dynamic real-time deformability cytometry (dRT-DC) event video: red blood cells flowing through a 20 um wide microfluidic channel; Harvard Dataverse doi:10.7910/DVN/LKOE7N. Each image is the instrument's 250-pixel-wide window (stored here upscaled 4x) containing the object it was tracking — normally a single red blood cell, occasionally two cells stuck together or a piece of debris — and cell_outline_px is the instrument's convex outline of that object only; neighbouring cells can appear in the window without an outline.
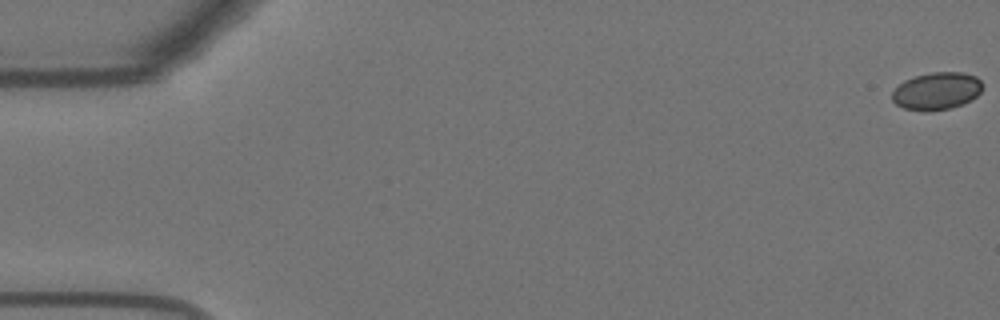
{"species": "Egyptian fruit bat (a non-hibernating species)", "species_latin": "Rousettus aegyptiacus", "temperature_condition": "warm", "stored_images_in_passage": 57, "camera_frame_rate_fps": 3000, "um_per_image_px": 0.085, "animal": {"sex": "female"}, "frame": {"image": 1, "passage_image": 1, "time_ms": 0.0, "image_size_px": [1000, 320], "cell_outline_px": [[984, 88], [972, 100], [964, 104], [948, 108], [924, 112], [904, 108], [896, 104], [892, 100], [892, 92], [904, 80], [916, 76], [932, 72], [964, 72], [976, 76], [980, 80]], "centroid_in_image_um": [79.64, 7.74], "position_along_channel_um": 5.4, "area_um2": 19.83}}
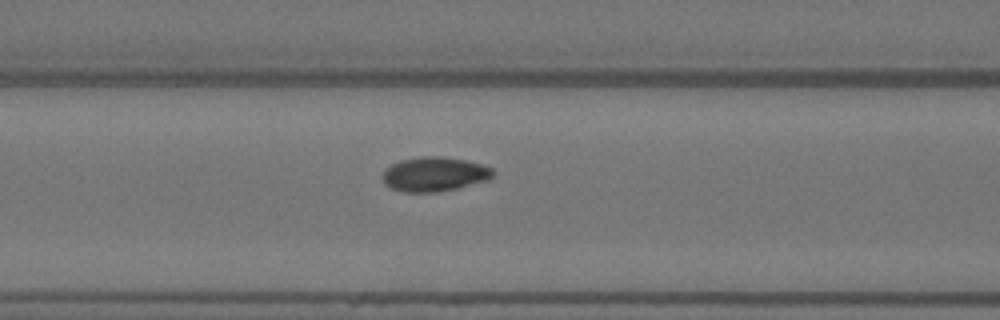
{"frame": {"image": 2, "passage_image": 24, "time_ms": 7.667, "image_size_px": [1000, 320], "cell_outline_px": [[496, 172], [488, 180], [456, 188], [436, 192], [404, 192], [392, 188], [384, 184], [380, 176], [384, 168], [400, 160], [424, 156], [444, 156], [484, 164], [492, 168]], "centroid_in_image_um": [36.9, 14.79], "position_along_channel_um": 129.7, "area_um2": 22.37}}
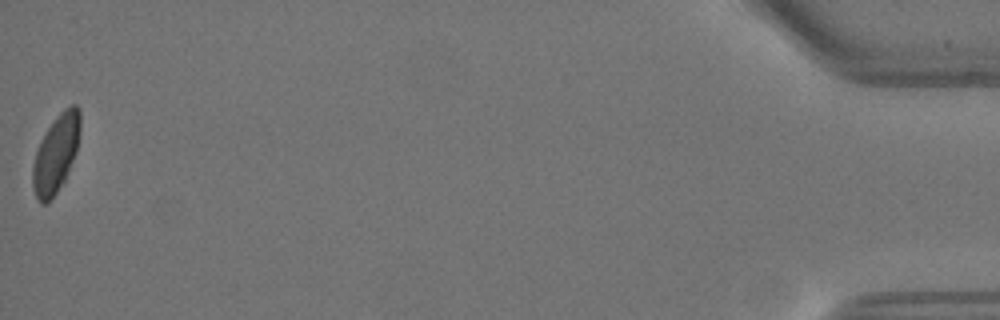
{"frame": {"image": 3, "passage_image": 57, "time_ms": 18.667, "image_size_px": [1000, 320], "cell_outline_px": [[80, 132], [76, 152], [64, 180], [56, 192], [44, 204], [40, 204], [32, 188], [32, 164], [40, 140], [56, 116], [64, 108], [72, 104], [76, 104], [80, 108]], "centroid_in_image_um": [4.75, 13.02], "position_along_channel_um": 430.5, "area_um2": 21.39}, "authors_computed_cell_mechanics": {"area_um2": 21.386, "velocity_mm_per_s": 3.6304, "shape_relaxation_time_tau1_ms": 3.0528, "shape_relaxation_time_tau2_ms": null, "deformation_change_tau1": 0.1008, "deformation_change_tau2": null}}